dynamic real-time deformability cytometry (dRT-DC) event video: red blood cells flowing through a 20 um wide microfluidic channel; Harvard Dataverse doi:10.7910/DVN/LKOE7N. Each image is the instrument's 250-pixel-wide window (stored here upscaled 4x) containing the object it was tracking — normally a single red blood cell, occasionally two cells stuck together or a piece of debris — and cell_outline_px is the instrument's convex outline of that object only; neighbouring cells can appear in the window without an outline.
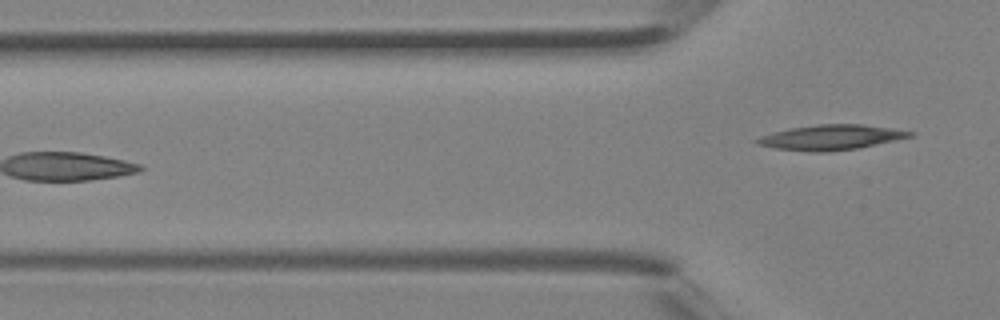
{"species": "Egyptian fruit bat (a non-hibernating species)", "species_latin": "Rousettus aegyptiacus", "temperature_condition": "room temperature", "stored_images_in_passage": 5, "camera_frame_rate_fps": 3000, "um_per_image_px": 0.085, "animal": {"sex": "female"}, "frame": {"image": 1, "passage_image": 5, "time_ms": 1.333, "image_size_px": [1000, 320], "cell_outline_px": [[916, 132], [912, 136], [896, 140], [856, 148], [828, 152], [812, 152], [776, 148], [756, 144], [752, 140], [760, 136], [772, 132], [788, 128], [820, 124], [864, 124], [892, 128]], "centroid_in_image_um": [70.6, 11.67], "position_along_channel_um": 55.2, "area_um2": 22.37}}